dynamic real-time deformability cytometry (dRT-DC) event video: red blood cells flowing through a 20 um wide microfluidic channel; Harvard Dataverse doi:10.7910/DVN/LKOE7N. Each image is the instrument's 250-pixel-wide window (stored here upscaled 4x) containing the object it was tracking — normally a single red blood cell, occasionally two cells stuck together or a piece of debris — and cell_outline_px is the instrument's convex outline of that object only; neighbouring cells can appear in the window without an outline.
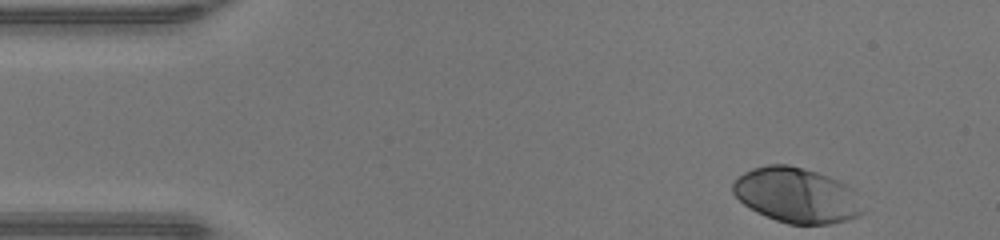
{"species": "human", "species_latin": "Homo sapiens", "temperature_condition": "warm", "stored_images_in_passage": 36, "camera_frame_rate_fps": 3000, "um_per_image_px": 0.085, "donor": {"sex": "male"}, "frame": {"image": 1, "passage_image": 1, "time_ms": 0.0, "image_size_px": [1000, 240], "cell_outline_px": [[864, 212], [860, 216], [848, 220], [828, 224], [788, 224], [776, 220], [756, 212], [744, 204], [732, 192], [732, 180], [744, 172], [752, 168], [768, 164], [788, 164], [804, 168], [840, 180], [852, 188], [856, 192]], "centroid_in_image_um": [67.71, 16.59], "position_along_channel_um": 17.3, "area_um2": 42.02}}
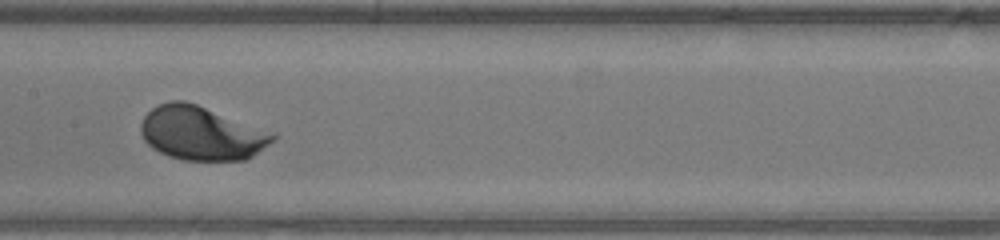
{"frame": {"image": 2, "passage_image": 20, "time_ms": 6.333, "image_size_px": [1000, 240], "cell_outline_px": [[276, 140], [248, 160], [184, 160], [168, 156], [152, 148], [144, 140], [140, 132], [140, 124], [144, 116], [152, 108], [168, 100], [184, 100], [196, 104], [276, 132]], "centroid_in_image_um": [17.16, 11.32], "position_along_channel_um": 190.2, "area_um2": 41.85}}
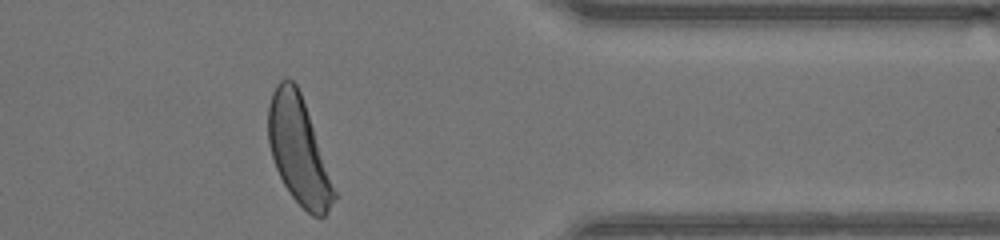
{"frame": {"image": 3, "passage_image": 35, "time_ms": 11.333, "image_size_px": [1000, 240], "cell_outline_px": [[336, 196], [328, 212], [324, 216], [312, 216], [288, 192], [276, 168], [268, 144], [268, 104], [272, 92], [276, 84], [280, 80], [292, 80], [296, 84], [300, 92], [336, 192]], "centroid_in_image_um": [25.35, 12.79], "position_along_channel_um": 386.0, "area_um2": 40.17}, "authors_computed_cell_mechanics": {"area_um2": 41.038, "velocity_mm_per_s": 4.3006, "shape_relaxation_time_tau1_ms": 1.4678, "shape_relaxation_time_tau2_ms": null, "deformation_change_tau1": 0.1455, "deformation_change_tau2": null}}